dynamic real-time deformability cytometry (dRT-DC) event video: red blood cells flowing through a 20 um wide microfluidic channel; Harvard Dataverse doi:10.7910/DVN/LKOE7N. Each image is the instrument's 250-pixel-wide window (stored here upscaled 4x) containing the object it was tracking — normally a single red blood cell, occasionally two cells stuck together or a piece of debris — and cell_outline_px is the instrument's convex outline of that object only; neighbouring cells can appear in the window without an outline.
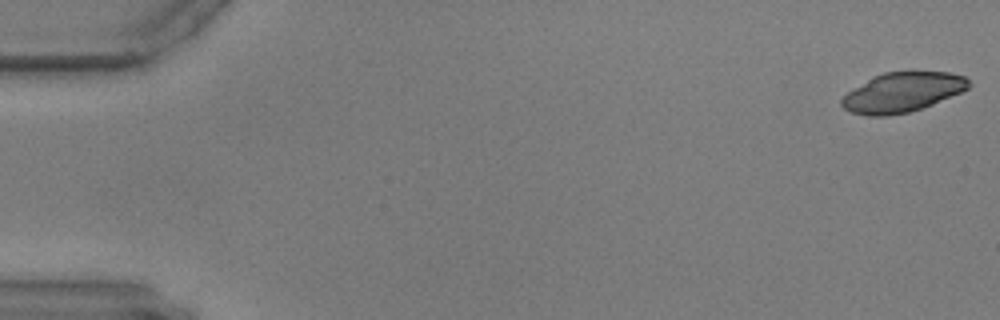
{"species": "common noctule bat (a hibernating species)", "species_latin": "Nyctalus noctula", "temperature_condition": "warm", "stored_images_in_passage": 57, "camera_frame_rate_fps": 3000, "um_per_image_px": 0.085, "animal": {"sex": "male", "body_mass_g": 17.9, "forearm_length_mm": 54.2}, "frame": {"image": 1, "passage_image": 1, "time_ms": 0.0, "image_size_px": [1000, 320], "cell_outline_px": [[972, 84], [968, 88], [960, 92], [932, 104], [908, 112], [888, 116], [868, 116], [852, 112], [844, 108], [840, 104], [840, 100], [848, 92], [868, 80], [884, 72], [912, 68], [948, 72], [964, 76]], "centroid_in_image_um": [76.73, 7.79], "position_along_channel_um": 8.3, "area_um2": 29.77}}
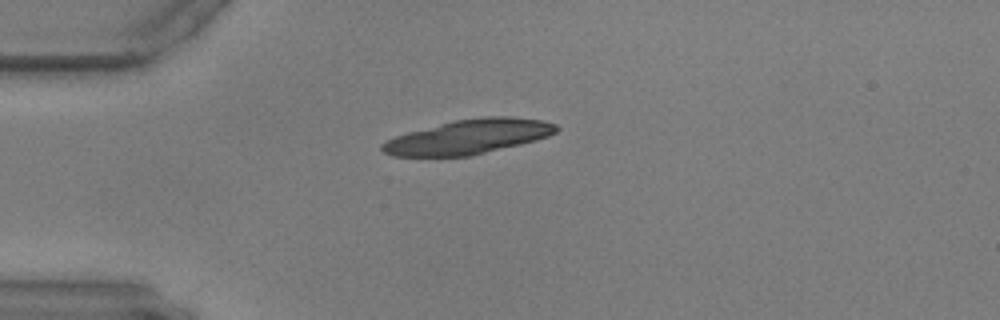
{"frame": {"image": 2, "passage_image": 15, "time_ms": 4.667, "image_size_px": [1000, 320], "cell_outline_px": [[560, 128], [556, 132], [548, 136], [520, 144], [472, 156], [392, 156], [384, 152], [380, 148], [380, 144], [396, 136], [408, 132], [456, 120], [484, 116], [512, 116], [544, 120], [556, 124]], "centroid_in_image_um": [39.86, 11.62], "position_along_channel_um": 45.1, "area_um2": 34.91}}